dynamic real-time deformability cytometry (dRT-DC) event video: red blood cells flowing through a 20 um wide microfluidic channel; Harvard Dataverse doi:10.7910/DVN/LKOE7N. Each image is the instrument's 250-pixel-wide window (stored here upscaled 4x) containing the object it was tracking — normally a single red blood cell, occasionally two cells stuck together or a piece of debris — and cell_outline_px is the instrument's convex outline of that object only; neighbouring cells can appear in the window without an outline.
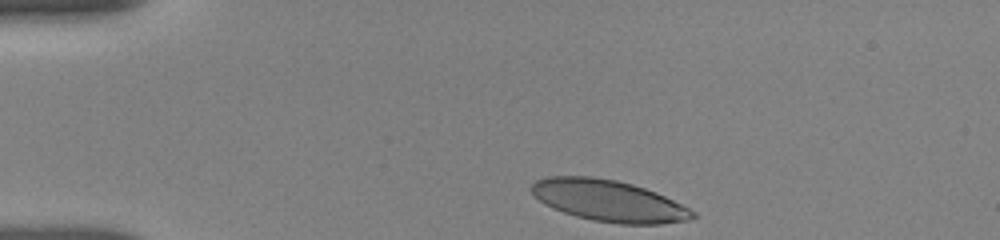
{"species": "human", "species_latin": "Homo sapiens", "temperature_condition": "room temperature", "stored_images_in_passage": 27, "camera_frame_rate_fps": 3000, "um_per_image_px": 0.085, "donor": {"sex": "female"}, "frame": {"image": 1, "passage_image": 1, "time_ms": 0.0, "image_size_px": [1000, 240], "cell_outline_px": [[696, 216], [688, 220], [660, 224], [620, 224], [592, 220], [576, 216], [552, 208], [544, 204], [532, 192], [532, 184], [536, 180], [548, 176], [588, 176], [616, 180], [632, 184], [656, 192], [696, 212]], "centroid_in_image_um": [51.73, 17.06], "position_along_channel_um": 33.3, "area_um2": 38.61}}
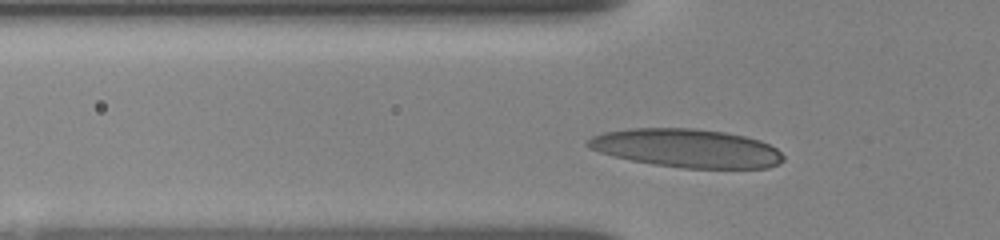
{"frame": {"image": 2, "passage_image": 19, "time_ms": 2.333, "image_size_px": [1000, 240], "cell_outline_px": [[784, 160], [780, 164], [768, 168], [684, 168], [652, 164], [612, 156], [588, 148], [584, 144], [592, 136], [604, 132], [628, 128], [696, 128], [724, 132], [744, 136], [760, 140], [776, 148], [784, 156]], "centroid_in_image_um": [58.36, 12.59], "position_along_channel_um": 67.4, "area_um2": 44.04}}
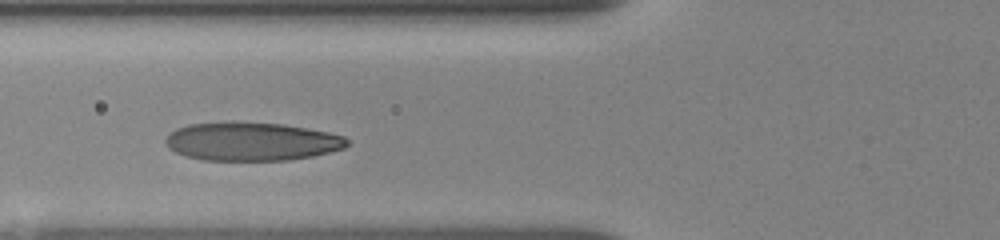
{"frame": {"image": 3, "passage_image": 26, "time_ms": 3.333, "image_size_px": [1000, 240], "cell_outline_px": [[348, 144], [344, 148], [312, 156], [288, 160], [204, 160], [188, 156], [176, 152], [168, 148], [164, 144], [164, 140], [176, 128], [188, 124], [232, 120], [236, 120], [284, 124], [308, 128], [328, 132], [344, 136], [348, 140]], "centroid_in_image_um": [21.36, 12.0], "position_along_channel_um": 104.4, "area_um2": 41.15}}